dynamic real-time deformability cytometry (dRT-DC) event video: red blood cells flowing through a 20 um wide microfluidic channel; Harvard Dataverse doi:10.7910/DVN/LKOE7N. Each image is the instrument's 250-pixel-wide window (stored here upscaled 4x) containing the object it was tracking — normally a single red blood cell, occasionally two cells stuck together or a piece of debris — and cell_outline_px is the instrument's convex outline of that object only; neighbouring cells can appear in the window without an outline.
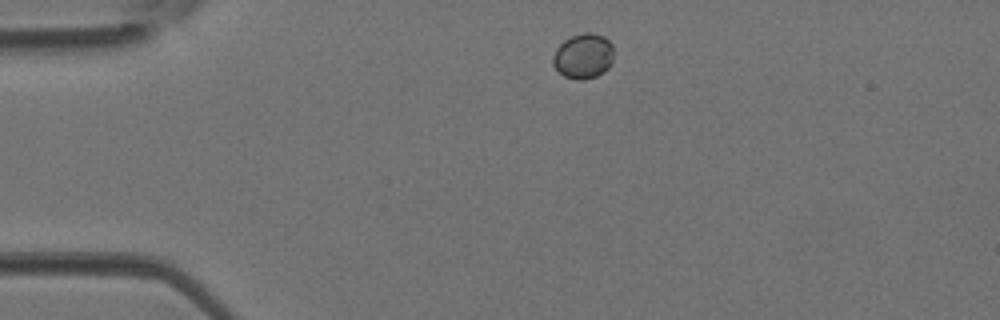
{"species": "Egyptian fruit bat (a non-hibernating species)", "species_latin": "Rousettus aegyptiacus", "temperature_condition": "room temperature", "stored_images_in_passage": 4, "camera_frame_rate_fps": 3000, "um_per_image_px": 0.085, "animal": {"sex": "female"}, "frame": {"image": 1, "passage_image": 1, "time_ms": 0.0, "image_size_px": [1000, 320], "cell_outline_px": [[612, 60], [608, 68], [604, 72], [596, 76], [584, 80], [576, 80], [564, 76], [552, 64], [552, 56], [556, 48], [564, 40], [572, 36], [584, 32], [592, 32], [604, 36], [612, 44]], "centroid_in_image_um": [49.57, 4.76], "position_along_channel_um": 35.4, "area_um2": 16.07}}
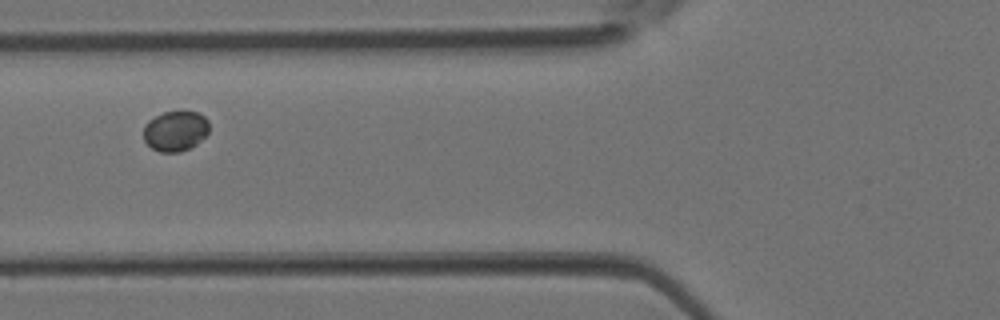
{"frame": {"image": 2, "passage_image": 3, "time_ms": 0.667, "image_size_px": [1000, 320], "cell_outline_px": [[208, 132], [196, 144], [180, 152], [160, 152], [152, 148], [144, 140], [144, 124], [148, 120], [164, 112], [196, 112], [204, 116], [208, 120]], "centroid_in_image_um": [14.89, 11.13], "position_along_channel_um": 110.9, "area_um2": 15.2}}
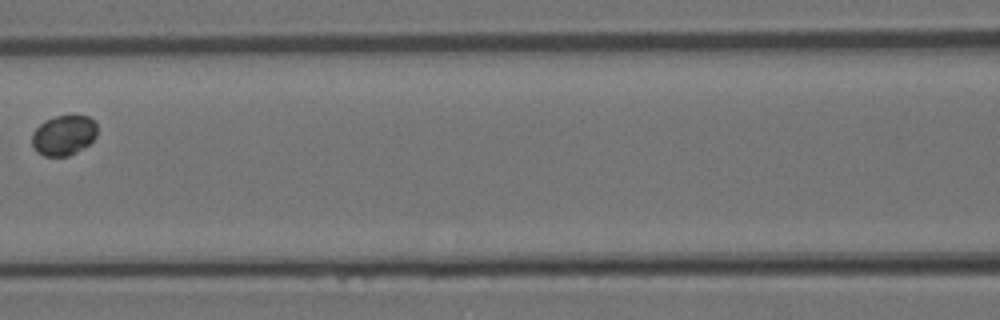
{"frame": {"image": 3, "passage_image": 4, "time_ms": 1.0, "image_size_px": [1000, 320], "cell_outline_px": [[96, 136], [84, 148], [68, 156], [44, 156], [36, 152], [32, 144], [32, 132], [44, 120], [56, 116], [88, 116], [96, 124]], "centroid_in_image_um": [5.38, 11.51], "position_along_channel_um": 161.2, "area_um2": 15.2}}